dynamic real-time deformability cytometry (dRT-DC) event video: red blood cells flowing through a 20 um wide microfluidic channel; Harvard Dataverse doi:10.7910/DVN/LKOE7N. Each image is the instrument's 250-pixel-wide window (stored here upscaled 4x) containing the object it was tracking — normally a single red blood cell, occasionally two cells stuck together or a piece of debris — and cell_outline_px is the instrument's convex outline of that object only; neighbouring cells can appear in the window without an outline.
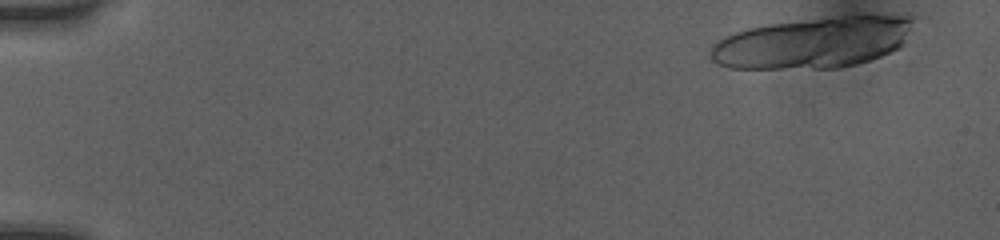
{"species": "human", "species_latin": "Homo sapiens", "temperature_condition": "room temperature", "stored_images_in_passage": 19, "camera_frame_rate_fps": 3000, "um_per_image_px": 0.085, "donor": {"sex": "female"}, "frame": {"image": 1, "passage_image": 1, "time_ms": 0.0, "image_size_px": [1000, 240], "cell_outline_px": [[916, 20], [904, 44], [900, 48], [880, 56], [856, 64], [840, 68], [728, 68], [716, 64], [712, 60], [712, 44], [736, 32], [748, 28], [772, 24], [852, 12], [868, 12], [912, 16]], "centroid_in_image_um": [69.26, 3.56], "position_along_channel_um": 15.7, "area_um2": 61.73}}
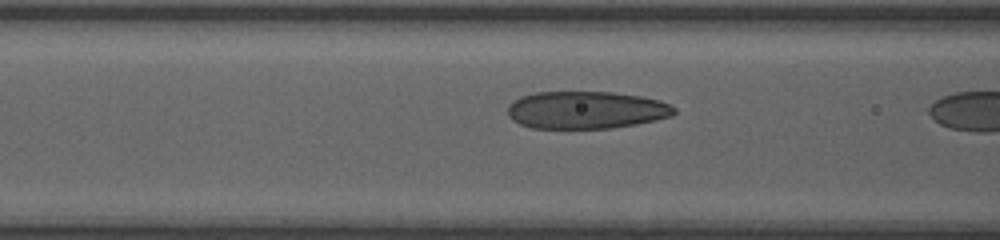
{"frame": {"image": 2, "passage_image": 18, "time_ms": 5.667, "image_size_px": [1000, 240], "cell_outline_px": [[676, 112], [672, 116], [656, 120], [636, 124], [612, 128], [532, 128], [520, 124], [512, 120], [508, 116], [508, 104], [520, 96], [536, 92], [612, 92], [640, 96], [660, 100], [676, 108]], "centroid_in_image_um": [49.81, 9.35], "position_along_channel_um": 116.8, "area_um2": 36.53}}